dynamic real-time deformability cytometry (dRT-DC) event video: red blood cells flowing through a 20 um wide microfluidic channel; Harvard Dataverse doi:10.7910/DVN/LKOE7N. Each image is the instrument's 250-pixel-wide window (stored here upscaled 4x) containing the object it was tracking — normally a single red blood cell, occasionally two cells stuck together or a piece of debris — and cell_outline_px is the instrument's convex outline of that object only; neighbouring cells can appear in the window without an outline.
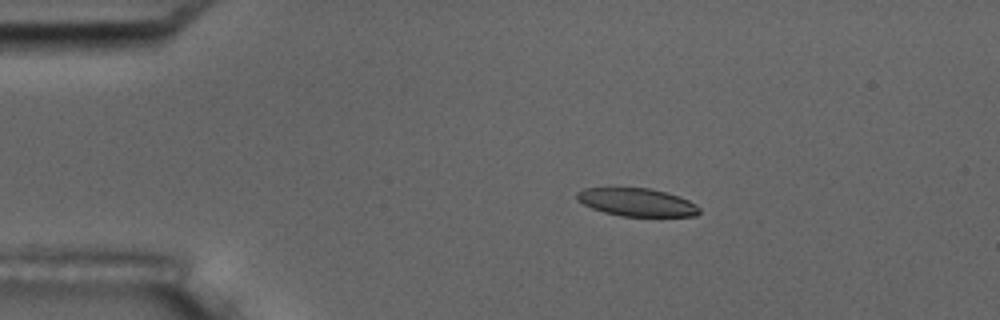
{"species": "common noctule bat (a hibernating species)", "species_latin": "Nyctalus noctula", "temperature_condition": "room temperature", "stored_images_in_passage": 6, "camera_frame_rate_fps": 3000, "um_per_image_px": 0.085, "animal": {"sex": "male", "body_mass_g": 17.5, "forearm_length_mm": 52.3}, "frame": {"image": 1, "passage_image": 4, "time_ms": 3.333, "image_size_px": [1000, 320], "cell_outline_px": [[700, 212], [696, 216], [620, 216], [604, 212], [592, 208], [576, 200], [576, 192], [584, 188], [648, 188], [680, 196], [696, 204], [700, 208]], "centroid_in_image_um": [54.13, 17.19], "position_along_channel_um": 30.9, "area_um2": 19.94}}